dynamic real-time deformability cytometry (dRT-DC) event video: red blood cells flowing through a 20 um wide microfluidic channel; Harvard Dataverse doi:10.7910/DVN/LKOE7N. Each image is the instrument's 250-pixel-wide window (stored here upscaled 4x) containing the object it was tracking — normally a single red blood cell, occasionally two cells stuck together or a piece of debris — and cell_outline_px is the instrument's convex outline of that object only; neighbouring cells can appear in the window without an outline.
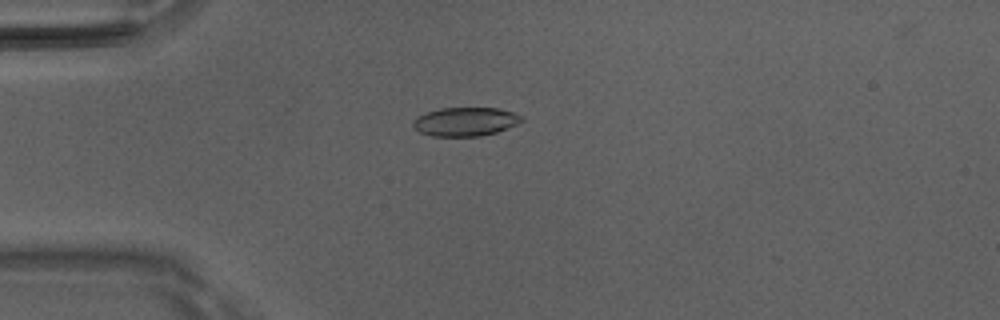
{"species": "Egyptian fruit bat (a non-hibernating species)", "species_latin": "Rousettus aegyptiacus", "temperature_condition": "room temperature", "stored_images_in_passage": 38, "camera_frame_rate_fps": 3000, "um_per_image_px": 0.085, "animal": {"sex": "male"}, "frame": {"image": 1, "passage_image": 1, "time_ms": 0.0, "image_size_px": [1000, 320], "cell_outline_px": [[524, 120], [508, 128], [496, 132], [480, 136], [432, 136], [420, 132], [412, 124], [412, 120], [428, 112], [440, 108], [496, 108], [512, 112], [524, 116]], "centroid_in_image_um": [39.58, 10.34], "position_along_channel_um": 45.4, "area_um2": 18.03}}
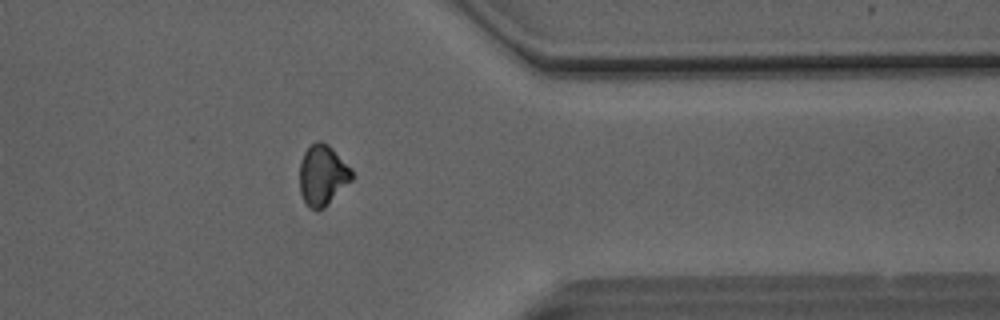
{"frame": {"image": 2, "passage_image": 28, "time_ms": 9.0, "image_size_px": [1000, 320], "cell_outline_px": [[356, 176], [324, 208], [308, 208], [300, 192], [300, 160], [304, 152], [316, 140], [320, 140], [328, 144], [352, 168]], "centroid_in_image_um": [27.44, 14.86], "position_along_channel_um": 384.0, "area_um2": 18.55}}
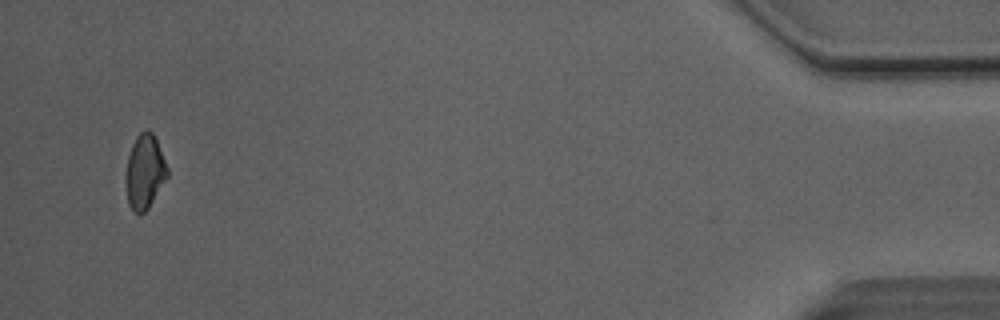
{"frame": {"image": 3, "passage_image": 36, "time_ms": 11.667, "image_size_px": [1000, 320], "cell_outline_px": [[168, 176], [148, 208], [144, 212], [132, 212], [128, 204], [124, 180], [124, 176], [128, 156], [132, 144], [136, 136], [144, 128], [148, 128], [152, 132], [156, 140], [168, 168]], "centroid_in_image_um": [12.27, 14.58], "position_along_channel_um": 422.9, "area_um2": 18.21}, "authors_computed_cell_mechanics": {"area_um2": 18.5538, "velocity_mm_per_s": 4.1215, "shape_relaxation_time_tau1_ms": 3.3396, "shape_relaxation_time_tau2_ms": 6.2468, "deformation_change_tau1": 0.1084, "deformation_change_tau2": 0.0997}}